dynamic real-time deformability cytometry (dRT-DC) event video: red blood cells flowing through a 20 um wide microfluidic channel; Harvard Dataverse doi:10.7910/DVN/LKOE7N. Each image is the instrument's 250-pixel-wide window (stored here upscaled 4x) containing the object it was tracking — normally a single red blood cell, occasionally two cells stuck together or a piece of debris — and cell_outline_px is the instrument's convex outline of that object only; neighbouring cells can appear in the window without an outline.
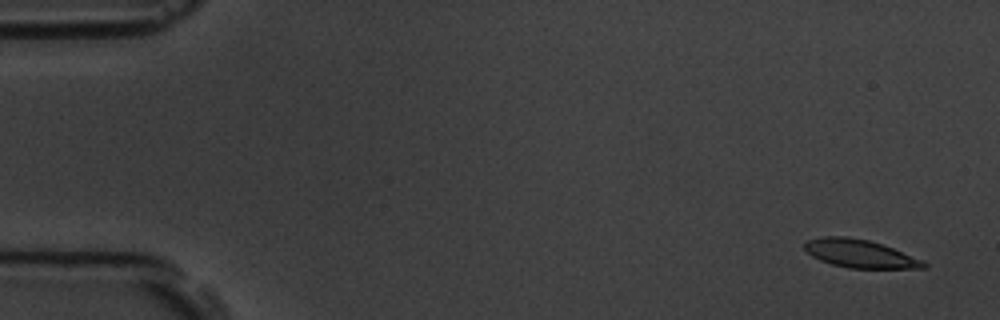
{"species": "common noctule bat (a hibernating species)", "species_latin": "Nyctalus noctula", "temperature_condition": "room temperature", "stored_images_in_passage": 3, "camera_frame_rate_fps": 3000, "um_per_image_px": 0.085, "animal": {"sex": "male", "body_mass_g": 19.5, "forearm_length_mm": 54.6}, "frame": {"image": 1, "passage_image": 1, "time_ms": 0.0, "image_size_px": [1000, 320], "cell_outline_px": [[928, 268], [848, 268], [832, 264], [820, 260], [812, 256], [804, 248], [804, 244], [808, 240], [820, 236], [848, 236], [868, 240], [892, 248], [924, 260], [928, 264]], "centroid_in_image_um": [73.1, 21.56], "position_along_channel_um": 11.9, "area_um2": 19.48}}